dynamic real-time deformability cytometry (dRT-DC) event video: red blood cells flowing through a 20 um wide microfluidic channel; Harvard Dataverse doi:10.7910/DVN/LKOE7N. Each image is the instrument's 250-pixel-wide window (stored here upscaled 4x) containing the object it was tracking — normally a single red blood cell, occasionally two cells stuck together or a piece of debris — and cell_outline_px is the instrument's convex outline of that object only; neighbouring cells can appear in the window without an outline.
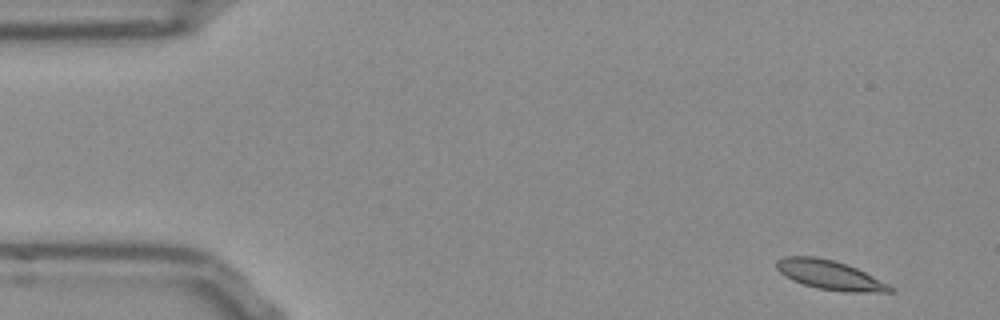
{"species": "Egyptian fruit bat (a non-hibernating species)", "species_latin": "Rousettus aegyptiacus", "temperature_condition": "room temperature", "stored_images_in_passage": 51, "camera_frame_rate_fps": 3000, "um_per_image_px": 0.085, "frame": {"image": 1, "passage_image": 1, "time_ms": 0.0, "image_size_px": [1000, 320], "cell_outline_px": [[896, 288], [892, 292], [844, 292], [816, 288], [792, 280], [784, 276], [776, 268], [776, 260], [784, 256], [816, 256], [832, 260], [856, 268]], "centroid_in_image_um": [70.5, 23.38], "position_along_channel_um": 14.5, "area_um2": 19.31}}
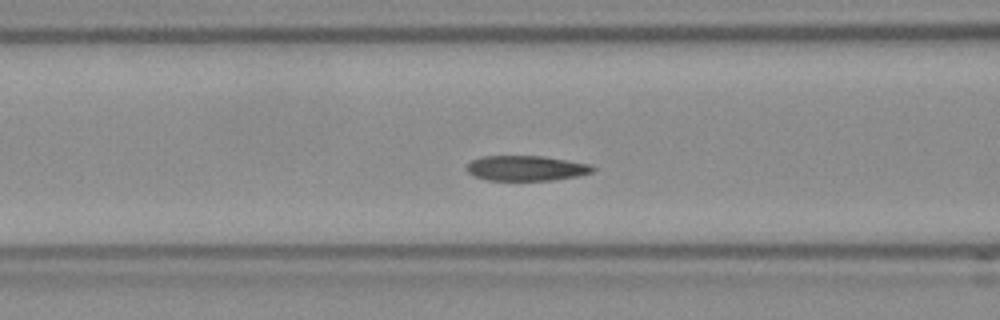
{"frame": {"image": 2, "passage_image": 18, "time_ms": 5.667, "image_size_px": [1000, 320], "cell_outline_px": [[596, 168], [592, 172], [576, 176], [552, 180], [488, 180], [472, 176], [464, 168], [472, 160], [480, 156], [544, 156], [592, 164]], "centroid_in_image_um": [44.7, 14.29], "position_along_channel_um": 121.9, "area_um2": 18.61}}
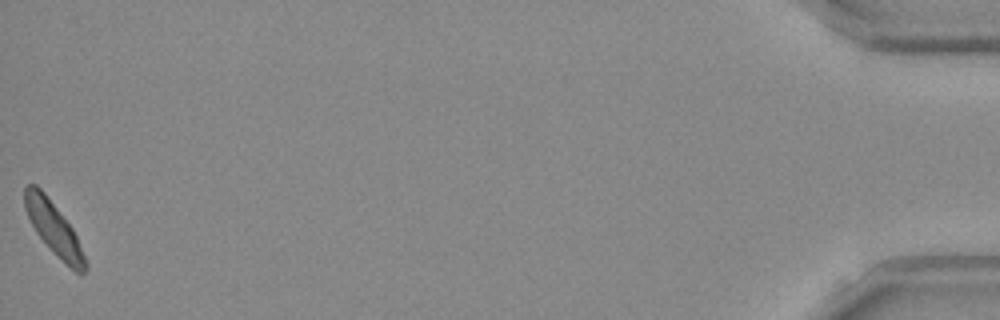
{"frame": {"image": 3, "passage_image": 51, "time_ms": 16.667, "image_size_px": [1000, 320], "cell_outline_px": [[88, 268], [80, 276], [36, 232], [24, 208], [24, 188], [28, 184], [36, 184], [44, 192], [72, 228], [76, 236], [88, 264]], "centroid_in_image_um": [4.57, 19.37], "position_along_channel_um": 430.6, "area_um2": 17.8}, "authors_computed_cell_mechanics": {"area_um2": 18.8428, "velocity_mm_per_s": 3.7441, "shape_relaxation_time_tau1_ms": 2.5625, "shape_relaxation_time_tau2_ms": 2.5007, "deformation_change_tau1": 0.1091, "deformation_change_tau2": 0.0723}}